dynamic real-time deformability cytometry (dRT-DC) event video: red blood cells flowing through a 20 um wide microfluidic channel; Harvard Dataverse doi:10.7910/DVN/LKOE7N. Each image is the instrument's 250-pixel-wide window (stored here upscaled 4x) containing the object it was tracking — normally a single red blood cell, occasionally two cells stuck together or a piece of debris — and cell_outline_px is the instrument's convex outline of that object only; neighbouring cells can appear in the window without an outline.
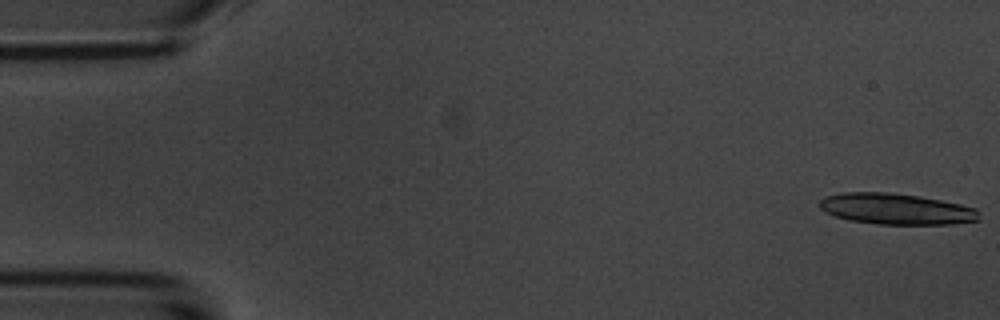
{"species": "common noctule bat (a hibernating species)", "species_latin": "Nyctalus noctula", "temperature_condition": "room temperature", "stored_images_in_passage": 5, "camera_frame_rate_fps": 3000, "um_per_image_px": 0.085, "animal": {"sex": "male", "body_mass_g": 20.1, "forearm_length_mm": 53.5}, "frame": {"image": 1, "passage_image": 1, "time_ms": 0.0, "image_size_px": [1000, 320], "cell_outline_px": [[980, 220], [952, 224], [876, 224], [848, 220], [824, 212], [820, 208], [820, 200], [828, 196], [844, 192], [888, 192], [920, 196], [960, 204], [976, 208], [980, 212]], "centroid_in_image_um": [76.2, 17.76], "position_along_channel_um": 8.8, "area_um2": 28.9}}